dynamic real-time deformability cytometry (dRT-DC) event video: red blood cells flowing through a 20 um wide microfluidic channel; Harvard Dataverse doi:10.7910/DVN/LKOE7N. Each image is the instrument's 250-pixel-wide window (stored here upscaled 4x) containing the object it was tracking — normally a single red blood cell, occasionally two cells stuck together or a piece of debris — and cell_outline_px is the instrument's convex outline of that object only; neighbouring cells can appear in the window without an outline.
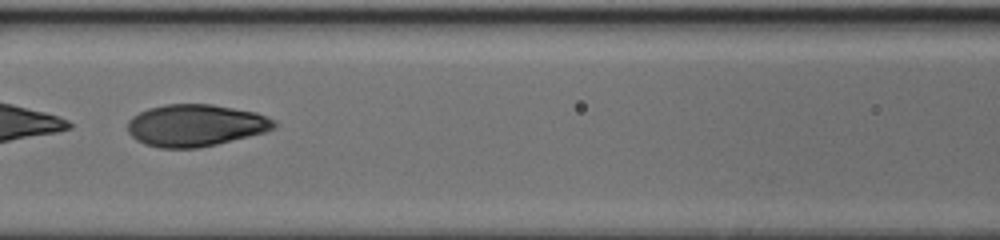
{"species": "human", "species_latin": "Homo sapiens", "temperature_condition": "cold", "stored_images_in_passage": 49, "camera_frame_rate_fps": 3000, "um_per_image_px": 0.085, "donor": {"sex": "female"}, "frame": {"image": 1, "passage_image": 23, "time_ms": 7.333, "image_size_px": [1000, 240], "cell_outline_px": [[276, 128], [264, 132], [200, 148], [160, 148], [144, 144], [136, 140], [128, 132], [128, 120], [132, 116], [148, 108], [164, 104], [212, 104], [256, 112], [276, 120]], "centroid_in_image_um": [16.61, 10.65], "position_along_channel_um": 150.0, "area_um2": 35.95}}
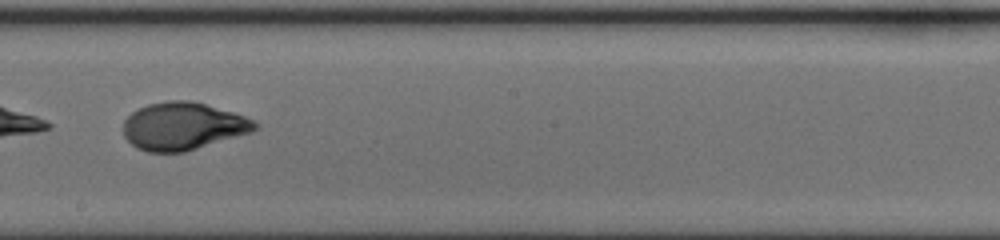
{"frame": {"image": 2, "passage_image": 29, "time_ms": 9.333, "image_size_px": [1000, 240], "cell_outline_px": [[260, 128], [252, 132], [184, 152], [148, 152], [136, 148], [124, 136], [124, 120], [132, 112], [148, 104], [168, 100], [192, 100], [232, 112], [256, 120], [260, 124]], "centroid_in_image_um": [15.58, 10.72], "position_along_channel_um": 232.6, "area_um2": 36.59}}
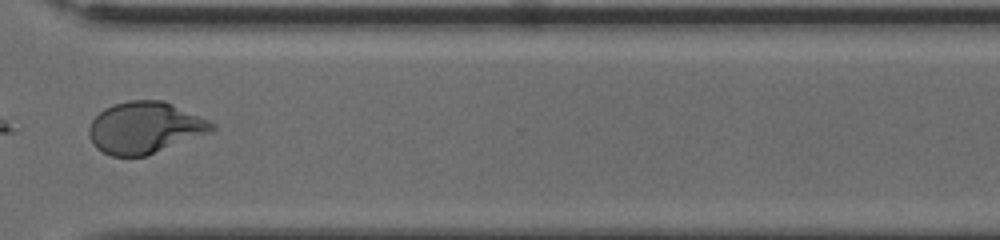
{"frame": {"image": 3, "passage_image": 38, "time_ms": 12.333, "image_size_px": [1000, 240], "cell_outline_px": [[216, 128], [212, 132], [144, 156], [112, 156], [96, 148], [88, 132], [88, 128], [92, 120], [104, 108], [112, 104], [128, 100], [164, 100], [208, 120], [216, 124]], "centroid_in_image_um": [12.32, 10.84], "position_along_channel_um": 358.3, "area_um2": 36.82}}